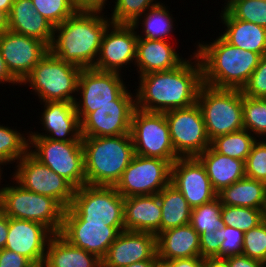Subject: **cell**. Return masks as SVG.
Masks as SVG:
<instances>
[{
  "mask_svg": "<svg viewBox=\"0 0 266 267\" xmlns=\"http://www.w3.org/2000/svg\"><path fill=\"white\" fill-rule=\"evenodd\" d=\"M137 80L134 81L137 109L164 113L187 108L197 103L203 85L202 65L193 51L177 68L144 74Z\"/></svg>",
  "mask_w": 266,
  "mask_h": 267,
  "instance_id": "1",
  "label": "cell"
},
{
  "mask_svg": "<svg viewBox=\"0 0 266 267\" xmlns=\"http://www.w3.org/2000/svg\"><path fill=\"white\" fill-rule=\"evenodd\" d=\"M107 16L105 8L80 7L62 24L54 27L49 51L82 69L94 67L103 34L112 23Z\"/></svg>",
  "mask_w": 266,
  "mask_h": 267,
  "instance_id": "2",
  "label": "cell"
},
{
  "mask_svg": "<svg viewBox=\"0 0 266 267\" xmlns=\"http://www.w3.org/2000/svg\"><path fill=\"white\" fill-rule=\"evenodd\" d=\"M200 40L193 46L202 65L203 84L219 89L242 90L261 56L231 45L220 34L216 39L211 37V42Z\"/></svg>",
  "mask_w": 266,
  "mask_h": 267,
  "instance_id": "3",
  "label": "cell"
},
{
  "mask_svg": "<svg viewBox=\"0 0 266 267\" xmlns=\"http://www.w3.org/2000/svg\"><path fill=\"white\" fill-rule=\"evenodd\" d=\"M86 184L115 186L135 155L130 134L82 137Z\"/></svg>",
  "mask_w": 266,
  "mask_h": 267,
  "instance_id": "4",
  "label": "cell"
},
{
  "mask_svg": "<svg viewBox=\"0 0 266 267\" xmlns=\"http://www.w3.org/2000/svg\"><path fill=\"white\" fill-rule=\"evenodd\" d=\"M8 180L0 187V210L8 217L42 223L54 234L60 233L65 209L55 199L23 188L11 176Z\"/></svg>",
  "mask_w": 266,
  "mask_h": 267,
  "instance_id": "5",
  "label": "cell"
},
{
  "mask_svg": "<svg viewBox=\"0 0 266 267\" xmlns=\"http://www.w3.org/2000/svg\"><path fill=\"white\" fill-rule=\"evenodd\" d=\"M81 70V67L65 62L49 51L20 85L29 87L39 102L74 103Z\"/></svg>",
  "mask_w": 266,
  "mask_h": 267,
  "instance_id": "6",
  "label": "cell"
},
{
  "mask_svg": "<svg viewBox=\"0 0 266 267\" xmlns=\"http://www.w3.org/2000/svg\"><path fill=\"white\" fill-rule=\"evenodd\" d=\"M124 197L114 186L85 184L75 189L72 203L64 210L63 221L109 223L124 227Z\"/></svg>",
  "mask_w": 266,
  "mask_h": 267,
  "instance_id": "7",
  "label": "cell"
},
{
  "mask_svg": "<svg viewBox=\"0 0 266 267\" xmlns=\"http://www.w3.org/2000/svg\"><path fill=\"white\" fill-rule=\"evenodd\" d=\"M210 141L244 128L242 91L202 85L197 98Z\"/></svg>",
  "mask_w": 266,
  "mask_h": 267,
  "instance_id": "8",
  "label": "cell"
},
{
  "mask_svg": "<svg viewBox=\"0 0 266 267\" xmlns=\"http://www.w3.org/2000/svg\"><path fill=\"white\" fill-rule=\"evenodd\" d=\"M29 152L75 188L86 184L82 141H53L29 137Z\"/></svg>",
  "mask_w": 266,
  "mask_h": 267,
  "instance_id": "9",
  "label": "cell"
},
{
  "mask_svg": "<svg viewBox=\"0 0 266 267\" xmlns=\"http://www.w3.org/2000/svg\"><path fill=\"white\" fill-rule=\"evenodd\" d=\"M130 135L136 155L161 158L171 164L180 158L173 148L165 113L136 108L132 115Z\"/></svg>",
  "mask_w": 266,
  "mask_h": 267,
  "instance_id": "10",
  "label": "cell"
},
{
  "mask_svg": "<svg viewBox=\"0 0 266 267\" xmlns=\"http://www.w3.org/2000/svg\"><path fill=\"white\" fill-rule=\"evenodd\" d=\"M10 176L23 188L55 199L64 209L72 203L75 187L30 152L13 167Z\"/></svg>",
  "mask_w": 266,
  "mask_h": 267,
  "instance_id": "11",
  "label": "cell"
},
{
  "mask_svg": "<svg viewBox=\"0 0 266 267\" xmlns=\"http://www.w3.org/2000/svg\"><path fill=\"white\" fill-rule=\"evenodd\" d=\"M123 77V74L100 71L93 67L81 70L74 101L80 122L89 113L110 104L128 87L129 82H125L126 78Z\"/></svg>",
  "mask_w": 266,
  "mask_h": 267,
  "instance_id": "12",
  "label": "cell"
},
{
  "mask_svg": "<svg viewBox=\"0 0 266 267\" xmlns=\"http://www.w3.org/2000/svg\"><path fill=\"white\" fill-rule=\"evenodd\" d=\"M164 113L173 148L180 158L197 157L211 146L202 111L197 103Z\"/></svg>",
  "mask_w": 266,
  "mask_h": 267,
  "instance_id": "13",
  "label": "cell"
},
{
  "mask_svg": "<svg viewBox=\"0 0 266 267\" xmlns=\"http://www.w3.org/2000/svg\"><path fill=\"white\" fill-rule=\"evenodd\" d=\"M170 178L169 161L135 154L114 187L124 198L155 195L170 183Z\"/></svg>",
  "mask_w": 266,
  "mask_h": 267,
  "instance_id": "14",
  "label": "cell"
},
{
  "mask_svg": "<svg viewBox=\"0 0 266 267\" xmlns=\"http://www.w3.org/2000/svg\"><path fill=\"white\" fill-rule=\"evenodd\" d=\"M130 86V87H129ZM128 87L110 104L89 113L81 122V137H106L130 134L136 109L135 92ZM131 90H133L131 92Z\"/></svg>",
  "mask_w": 266,
  "mask_h": 267,
  "instance_id": "15",
  "label": "cell"
},
{
  "mask_svg": "<svg viewBox=\"0 0 266 267\" xmlns=\"http://www.w3.org/2000/svg\"><path fill=\"white\" fill-rule=\"evenodd\" d=\"M137 41L138 34L132 24L111 23L103 34L93 68L120 74H125L128 68V72H133L131 67L136 61Z\"/></svg>",
  "mask_w": 266,
  "mask_h": 267,
  "instance_id": "16",
  "label": "cell"
},
{
  "mask_svg": "<svg viewBox=\"0 0 266 267\" xmlns=\"http://www.w3.org/2000/svg\"><path fill=\"white\" fill-rule=\"evenodd\" d=\"M0 51L8 70L21 84L49 47L40 40L7 30L0 34Z\"/></svg>",
  "mask_w": 266,
  "mask_h": 267,
  "instance_id": "17",
  "label": "cell"
},
{
  "mask_svg": "<svg viewBox=\"0 0 266 267\" xmlns=\"http://www.w3.org/2000/svg\"><path fill=\"white\" fill-rule=\"evenodd\" d=\"M40 130H29V137H44L53 141H82L80 121L73 102H39ZM43 108V110H42Z\"/></svg>",
  "mask_w": 266,
  "mask_h": 267,
  "instance_id": "18",
  "label": "cell"
},
{
  "mask_svg": "<svg viewBox=\"0 0 266 267\" xmlns=\"http://www.w3.org/2000/svg\"><path fill=\"white\" fill-rule=\"evenodd\" d=\"M170 183L183 194L192 209L217 197L204 166L196 157L178 158L171 164Z\"/></svg>",
  "mask_w": 266,
  "mask_h": 267,
  "instance_id": "19",
  "label": "cell"
},
{
  "mask_svg": "<svg viewBox=\"0 0 266 267\" xmlns=\"http://www.w3.org/2000/svg\"><path fill=\"white\" fill-rule=\"evenodd\" d=\"M156 235L138 231H121L102 259V267H125L145 260H156Z\"/></svg>",
  "mask_w": 266,
  "mask_h": 267,
  "instance_id": "20",
  "label": "cell"
},
{
  "mask_svg": "<svg viewBox=\"0 0 266 267\" xmlns=\"http://www.w3.org/2000/svg\"><path fill=\"white\" fill-rule=\"evenodd\" d=\"M121 231H124V227L109 226V223L63 221L59 234L71 245L95 254L102 260Z\"/></svg>",
  "mask_w": 266,
  "mask_h": 267,
  "instance_id": "21",
  "label": "cell"
},
{
  "mask_svg": "<svg viewBox=\"0 0 266 267\" xmlns=\"http://www.w3.org/2000/svg\"><path fill=\"white\" fill-rule=\"evenodd\" d=\"M53 235L42 223L9 217L5 248L26 257L30 262L42 260Z\"/></svg>",
  "mask_w": 266,
  "mask_h": 267,
  "instance_id": "22",
  "label": "cell"
},
{
  "mask_svg": "<svg viewBox=\"0 0 266 267\" xmlns=\"http://www.w3.org/2000/svg\"><path fill=\"white\" fill-rule=\"evenodd\" d=\"M171 44L175 43L164 39L138 38L134 64L137 77L152 72L172 70L180 66L187 57L184 58L179 48L176 49Z\"/></svg>",
  "mask_w": 266,
  "mask_h": 267,
  "instance_id": "23",
  "label": "cell"
},
{
  "mask_svg": "<svg viewBox=\"0 0 266 267\" xmlns=\"http://www.w3.org/2000/svg\"><path fill=\"white\" fill-rule=\"evenodd\" d=\"M124 230L160 233L161 205L158 194L124 198Z\"/></svg>",
  "mask_w": 266,
  "mask_h": 267,
  "instance_id": "24",
  "label": "cell"
},
{
  "mask_svg": "<svg viewBox=\"0 0 266 267\" xmlns=\"http://www.w3.org/2000/svg\"><path fill=\"white\" fill-rule=\"evenodd\" d=\"M218 17L223 32L219 33L228 43L245 51L266 54V28L254 23L235 19L226 9ZM221 20V21H220Z\"/></svg>",
  "mask_w": 266,
  "mask_h": 267,
  "instance_id": "25",
  "label": "cell"
},
{
  "mask_svg": "<svg viewBox=\"0 0 266 267\" xmlns=\"http://www.w3.org/2000/svg\"><path fill=\"white\" fill-rule=\"evenodd\" d=\"M8 30L40 40L50 47L54 26L36 12L32 0H14L8 15Z\"/></svg>",
  "mask_w": 266,
  "mask_h": 267,
  "instance_id": "26",
  "label": "cell"
},
{
  "mask_svg": "<svg viewBox=\"0 0 266 267\" xmlns=\"http://www.w3.org/2000/svg\"><path fill=\"white\" fill-rule=\"evenodd\" d=\"M156 247L157 257L165 261L201 256L199 234L190 224L160 232Z\"/></svg>",
  "mask_w": 266,
  "mask_h": 267,
  "instance_id": "27",
  "label": "cell"
},
{
  "mask_svg": "<svg viewBox=\"0 0 266 267\" xmlns=\"http://www.w3.org/2000/svg\"><path fill=\"white\" fill-rule=\"evenodd\" d=\"M196 158L204 166L217 193L245 177L244 161L219 154L211 146Z\"/></svg>",
  "mask_w": 266,
  "mask_h": 267,
  "instance_id": "28",
  "label": "cell"
},
{
  "mask_svg": "<svg viewBox=\"0 0 266 267\" xmlns=\"http://www.w3.org/2000/svg\"><path fill=\"white\" fill-rule=\"evenodd\" d=\"M45 259L48 267H102L95 254L71 245L59 233L49 240Z\"/></svg>",
  "mask_w": 266,
  "mask_h": 267,
  "instance_id": "29",
  "label": "cell"
},
{
  "mask_svg": "<svg viewBox=\"0 0 266 267\" xmlns=\"http://www.w3.org/2000/svg\"><path fill=\"white\" fill-rule=\"evenodd\" d=\"M222 205L240 206L264 210L266 183L244 177L217 193Z\"/></svg>",
  "mask_w": 266,
  "mask_h": 267,
  "instance_id": "30",
  "label": "cell"
},
{
  "mask_svg": "<svg viewBox=\"0 0 266 267\" xmlns=\"http://www.w3.org/2000/svg\"><path fill=\"white\" fill-rule=\"evenodd\" d=\"M165 4L164 1L150 8L132 24L138 32V38L169 40L168 38L174 35L178 27L174 22L177 20L171 14L168 4Z\"/></svg>",
  "mask_w": 266,
  "mask_h": 267,
  "instance_id": "31",
  "label": "cell"
},
{
  "mask_svg": "<svg viewBox=\"0 0 266 267\" xmlns=\"http://www.w3.org/2000/svg\"><path fill=\"white\" fill-rule=\"evenodd\" d=\"M158 196L162 210L160 232L190 224L192 208L174 185L169 183Z\"/></svg>",
  "mask_w": 266,
  "mask_h": 267,
  "instance_id": "32",
  "label": "cell"
},
{
  "mask_svg": "<svg viewBox=\"0 0 266 267\" xmlns=\"http://www.w3.org/2000/svg\"><path fill=\"white\" fill-rule=\"evenodd\" d=\"M28 152L29 130L22 132L14 126L9 127L8 124L5 126L0 122V166L3 169L4 167L13 168Z\"/></svg>",
  "mask_w": 266,
  "mask_h": 267,
  "instance_id": "33",
  "label": "cell"
},
{
  "mask_svg": "<svg viewBox=\"0 0 266 267\" xmlns=\"http://www.w3.org/2000/svg\"><path fill=\"white\" fill-rule=\"evenodd\" d=\"M257 138L246 129L221 135L211 141V147L219 154L245 162Z\"/></svg>",
  "mask_w": 266,
  "mask_h": 267,
  "instance_id": "34",
  "label": "cell"
},
{
  "mask_svg": "<svg viewBox=\"0 0 266 267\" xmlns=\"http://www.w3.org/2000/svg\"><path fill=\"white\" fill-rule=\"evenodd\" d=\"M162 0H112L107 5H111V13L108 12V17L115 24H133L140 16L145 14L150 8H153L161 3Z\"/></svg>",
  "mask_w": 266,
  "mask_h": 267,
  "instance_id": "35",
  "label": "cell"
},
{
  "mask_svg": "<svg viewBox=\"0 0 266 267\" xmlns=\"http://www.w3.org/2000/svg\"><path fill=\"white\" fill-rule=\"evenodd\" d=\"M243 125L257 139H266V98H251L242 93Z\"/></svg>",
  "mask_w": 266,
  "mask_h": 267,
  "instance_id": "36",
  "label": "cell"
},
{
  "mask_svg": "<svg viewBox=\"0 0 266 267\" xmlns=\"http://www.w3.org/2000/svg\"><path fill=\"white\" fill-rule=\"evenodd\" d=\"M221 217L223 225L243 232L249 231L265 220L264 210L228 205H222Z\"/></svg>",
  "mask_w": 266,
  "mask_h": 267,
  "instance_id": "37",
  "label": "cell"
},
{
  "mask_svg": "<svg viewBox=\"0 0 266 267\" xmlns=\"http://www.w3.org/2000/svg\"><path fill=\"white\" fill-rule=\"evenodd\" d=\"M221 208L222 204L216 197L212 201L192 209L190 225L199 235L222 228Z\"/></svg>",
  "mask_w": 266,
  "mask_h": 267,
  "instance_id": "38",
  "label": "cell"
},
{
  "mask_svg": "<svg viewBox=\"0 0 266 267\" xmlns=\"http://www.w3.org/2000/svg\"><path fill=\"white\" fill-rule=\"evenodd\" d=\"M32 3L36 12L54 27L62 24L81 7L76 0H32Z\"/></svg>",
  "mask_w": 266,
  "mask_h": 267,
  "instance_id": "39",
  "label": "cell"
},
{
  "mask_svg": "<svg viewBox=\"0 0 266 267\" xmlns=\"http://www.w3.org/2000/svg\"><path fill=\"white\" fill-rule=\"evenodd\" d=\"M226 10L235 18L266 28V1L235 0Z\"/></svg>",
  "mask_w": 266,
  "mask_h": 267,
  "instance_id": "40",
  "label": "cell"
},
{
  "mask_svg": "<svg viewBox=\"0 0 266 267\" xmlns=\"http://www.w3.org/2000/svg\"><path fill=\"white\" fill-rule=\"evenodd\" d=\"M242 254L266 264V220L244 232Z\"/></svg>",
  "mask_w": 266,
  "mask_h": 267,
  "instance_id": "41",
  "label": "cell"
},
{
  "mask_svg": "<svg viewBox=\"0 0 266 267\" xmlns=\"http://www.w3.org/2000/svg\"><path fill=\"white\" fill-rule=\"evenodd\" d=\"M245 177L266 183V139H257L245 162Z\"/></svg>",
  "mask_w": 266,
  "mask_h": 267,
  "instance_id": "42",
  "label": "cell"
},
{
  "mask_svg": "<svg viewBox=\"0 0 266 267\" xmlns=\"http://www.w3.org/2000/svg\"><path fill=\"white\" fill-rule=\"evenodd\" d=\"M244 232L233 227L223 225L219 229L220 258L242 254Z\"/></svg>",
  "mask_w": 266,
  "mask_h": 267,
  "instance_id": "43",
  "label": "cell"
},
{
  "mask_svg": "<svg viewBox=\"0 0 266 267\" xmlns=\"http://www.w3.org/2000/svg\"><path fill=\"white\" fill-rule=\"evenodd\" d=\"M241 91L251 98H266V54L261 56L258 66Z\"/></svg>",
  "mask_w": 266,
  "mask_h": 267,
  "instance_id": "44",
  "label": "cell"
},
{
  "mask_svg": "<svg viewBox=\"0 0 266 267\" xmlns=\"http://www.w3.org/2000/svg\"><path fill=\"white\" fill-rule=\"evenodd\" d=\"M219 229L199 235L202 258L220 257Z\"/></svg>",
  "mask_w": 266,
  "mask_h": 267,
  "instance_id": "45",
  "label": "cell"
},
{
  "mask_svg": "<svg viewBox=\"0 0 266 267\" xmlns=\"http://www.w3.org/2000/svg\"><path fill=\"white\" fill-rule=\"evenodd\" d=\"M29 263L26 257L14 251L6 248L0 250V267H26Z\"/></svg>",
  "mask_w": 266,
  "mask_h": 267,
  "instance_id": "46",
  "label": "cell"
},
{
  "mask_svg": "<svg viewBox=\"0 0 266 267\" xmlns=\"http://www.w3.org/2000/svg\"><path fill=\"white\" fill-rule=\"evenodd\" d=\"M230 267H266V264L243 254L226 257Z\"/></svg>",
  "mask_w": 266,
  "mask_h": 267,
  "instance_id": "47",
  "label": "cell"
},
{
  "mask_svg": "<svg viewBox=\"0 0 266 267\" xmlns=\"http://www.w3.org/2000/svg\"><path fill=\"white\" fill-rule=\"evenodd\" d=\"M3 84H5V87L6 85L8 86L12 85L13 87L15 86L21 87L20 83L14 78V76L8 70L5 60L3 59L0 51V85L4 87Z\"/></svg>",
  "mask_w": 266,
  "mask_h": 267,
  "instance_id": "48",
  "label": "cell"
},
{
  "mask_svg": "<svg viewBox=\"0 0 266 267\" xmlns=\"http://www.w3.org/2000/svg\"><path fill=\"white\" fill-rule=\"evenodd\" d=\"M169 262L173 267H204V258L201 256L174 259Z\"/></svg>",
  "mask_w": 266,
  "mask_h": 267,
  "instance_id": "49",
  "label": "cell"
},
{
  "mask_svg": "<svg viewBox=\"0 0 266 267\" xmlns=\"http://www.w3.org/2000/svg\"><path fill=\"white\" fill-rule=\"evenodd\" d=\"M9 230V217L0 210V250L5 248Z\"/></svg>",
  "mask_w": 266,
  "mask_h": 267,
  "instance_id": "50",
  "label": "cell"
},
{
  "mask_svg": "<svg viewBox=\"0 0 266 267\" xmlns=\"http://www.w3.org/2000/svg\"><path fill=\"white\" fill-rule=\"evenodd\" d=\"M204 267H230L226 258L208 257L204 258Z\"/></svg>",
  "mask_w": 266,
  "mask_h": 267,
  "instance_id": "51",
  "label": "cell"
},
{
  "mask_svg": "<svg viewBox=\"0 0 266 267\" xmlns=\"http://www.w3.org/2000/svg\"><path fill=\"white\" fill-rule=\"evenodd\" d=\"M81 7H102L109 4V0H76Z\"/></svg>",
  "mask_w": 266,
  "mask_h": 267,
  "instance_id": "52",
  "label": "cell"
},
{
  "mask_svg": "<svg viewBox=\"0 0 266 267\" xmlns=\"http://www.w3.org/2000/svg\"><path fill=\"white\" fill-rule=\"evenodd\" d=\"M8 30V15L0 10V34Z\"/></svg>",
  "mask_w": 266,
  "mask_h": 267,
  "instance_id": "53",
  "label": "cell"
},
{
  "mask_svg": "<svg viewBox=\"0 0 266 267\" xmlns=\"http://www.w3.org/2000/svg\"><path fill=\"white\" fill-rule=\"evenodd\" d=\"M14 0H0V10L9 15Z\"/></svg>",
  "mask_w": 266,
  "mask_h": 267,
  "instance_id": "54",
  "label": "cell"
},
{
  "mask_svg": "<svg viewBox=\"0 0 266 267\" xmlns=\"http://www.w3.org/2000/svg\"><path fill=\"white\" fill-rule=\"evenodd\" d=\"M155 260H145L132 263L125 267H154Z\"/></svg>",
  "mask_w": 266,
  "mask_h": 267,
  "instance_id": "55",
  "label": "cell"
},
{
  "mask_svg": "<svg viewBox=\"0 0 266 267\" xmlns=\"http://www.w3.org/2000/svg\"><path fill=\"white\" fill-rule=\"evenodd\" d=\"M26 267H48L46 259L30 262Z\"/></svg>",
  "mask_w": 266,
  "mask_h": 267,
  "instance_id": "56",
  "label": "cell"
},
{
  "mask_svg": "<svg viewBox=\"0 0 266 267\" xmlns=\"http://www.w3.org/2000/svg\"><path fill=\"white\" fill-rule=\"evenodd\" d=\"M154 267H173V265L169 261H165L160 258H157L155 260Z\"/></svg>",
  "mask_w": 266,
  "mask_h": 267,
  "instance_id": "57",
  "label": "cell"
},
{
  "mask_svg": "<svg viewBox=\"0 0 266 267\" xmlns=\"http://www.w3.org/2000/svg\"><path fill=\"white\" fill-rule=\"evenodd\" d=\"M235 0H224V4H221L223 7H221V10H225L229 5H231Z\"/></svg>",
  "mask_w": 266,
  "mask_h": 267,
  "instance_id": "58",
  "label": "cell"
},
{
  "mask_svg": "<svg viewBox=\"0 0 266 267\" xmlns=\"http://www.w3.org/2000/svg\"><path fill=\"white\" fill-rule=\"evenodd\" d=\"M4 171H5V170L0 166V185H1V183L4 182V181H3V178H5L4 175L7 176V172H6V174H5ZM3 173H4V174H3ZM0 187H1V186H0Z\"/></svg>",
  "mask_w": 266,
  "mask_h": 267,
  "instance_id": "59",
  "label": "cell"
},
{
  "mask_svg": "<svg viewBox=\"0 0 266 267\" xmlns=\"http://www.w3.org/2000/svg\"><path fill=\"white\" fill-rule=\"evenodd\" d=\"M264 218L266 220V206H265V209H264Z\"/></svg>",
  "mask_w": 266,
  "mask_h": 267,
  "instance_id": "60",
  "label": "cell"
}]
</instances>
